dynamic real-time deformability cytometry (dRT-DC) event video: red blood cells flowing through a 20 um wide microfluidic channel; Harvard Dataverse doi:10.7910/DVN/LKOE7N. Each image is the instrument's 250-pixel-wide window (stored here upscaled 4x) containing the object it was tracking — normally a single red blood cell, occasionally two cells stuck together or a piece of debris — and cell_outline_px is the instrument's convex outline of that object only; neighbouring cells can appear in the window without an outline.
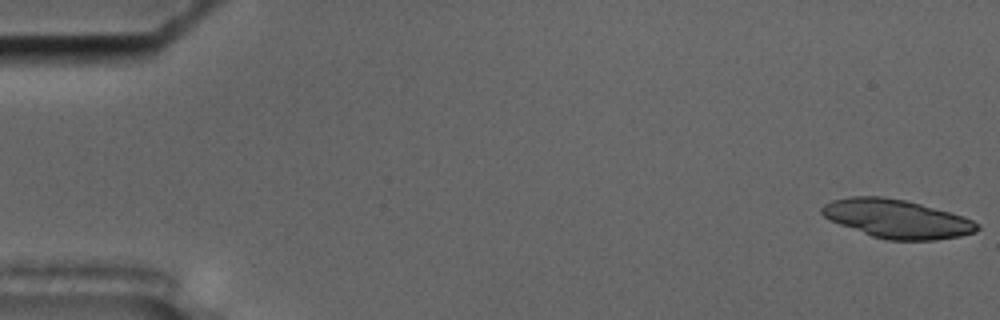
{"species": "common noctule bat (a hibernating species)", "species_latin": "Nyctalus noctula", "temperature_condition": "cold", "stored_images_in_passage": 19, "camera_frame_rate_fps": 3000, "um_per_image_px": 0.085, "animal": {"sex": "male", "body_mass_g": 17.5, "forearm_length_mm": 52.3}, "frame": {"image": 1, "passage_image": 1, "time_ms": 0.0, "image_size_px": [1000, 320], "cell_outline_px": [[980, 228], [976, 232], [960, 236], [936, 240], [888, 240], [872, 236], [840, 224], [824, 216], [820, 212], [820, 208], [824, 204], [832, 200], [848, 196], [880, 196], [904, 200], [920, 204], [964, 216], [980, 224]], "centroid_in_image_um": [76.25, 18.6], "position_along_channel_um": 8.8, "area_um2": 34.8}}